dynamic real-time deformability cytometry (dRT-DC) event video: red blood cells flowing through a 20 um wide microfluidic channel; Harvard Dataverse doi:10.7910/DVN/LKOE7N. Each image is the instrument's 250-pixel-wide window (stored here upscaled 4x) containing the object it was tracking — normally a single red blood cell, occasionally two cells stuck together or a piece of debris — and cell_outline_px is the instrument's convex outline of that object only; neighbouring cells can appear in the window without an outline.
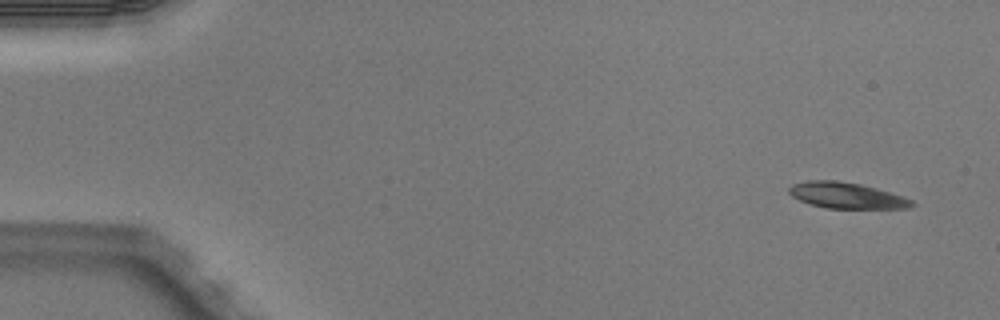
{"species": "Egyptian fruit bat (a non-hibernating species)", "species_latin": "Rousettus aegyptiacus", "temperature_condition": "warm", "stored_images_in_passage": 4, "camera_frame_rate_fps": 3000, "um_per_image_px": 0.085, "animal": {"sex": "male"}, "frame": {"image": 1, "passage_image": 1, "time_ms": 0.0, "image_size_px": [1000, 320], "cell_outline_px": [[916, 204], [908, 208], [824, 208], [800, 200], [792, 196], [788, 192], [788, 188], [792, 184], [808, 180], [836, 180], [860, 184], [904, 196], [912, 200]], "centroid_in_image_um": [71.95, 16.61], "position_along_channel_um": 13.1, "area_um2": 18.5}}
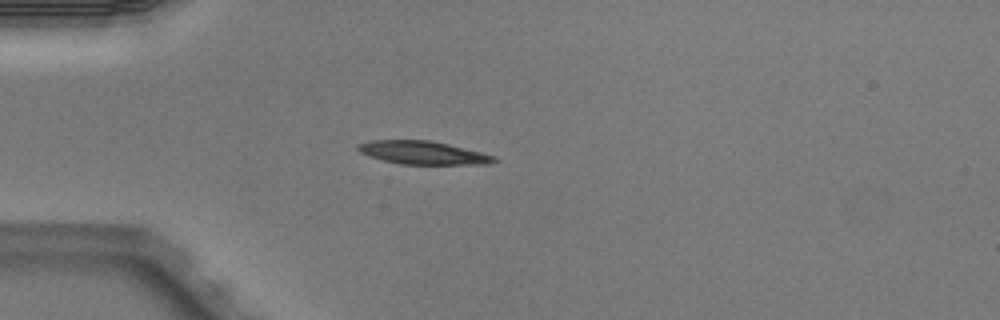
{"frame": {"image": 2, "passage_image": 4, "time_ms": 1.0, "image_size_px": [1000, 320], "cell_outline_px": [[500, 160], [488, 164], [400, 164], [368, 156], [360, 152], [356, 148], [356, 144], [368, 140], [428, 140], [448, 144], [496, 156]], "centroid_in_image_um": [35.93, 12.98], "position_along_channel_um": 49.1, "area_um2": 18.44}}